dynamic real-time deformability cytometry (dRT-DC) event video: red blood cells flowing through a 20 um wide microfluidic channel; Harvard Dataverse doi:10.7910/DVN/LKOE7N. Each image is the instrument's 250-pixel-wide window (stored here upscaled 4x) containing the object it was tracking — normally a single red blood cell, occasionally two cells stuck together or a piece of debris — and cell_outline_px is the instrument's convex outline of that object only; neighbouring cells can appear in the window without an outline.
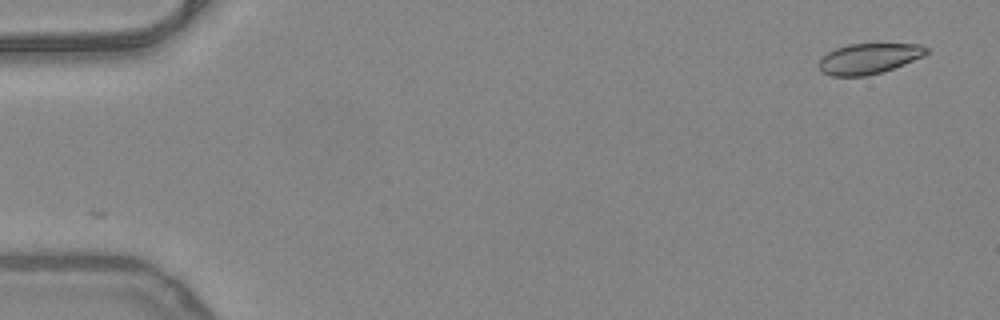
{"species": "common noctule bat (a hibernating species)", "species_latin": "Nyctalus noctula", "temperature_condition": "warm", "stored_images_in_passage": 5, "camera_frame_rate_fps": 3000, "um_per_image_px": 0.085, "animal": {"sex": "female", "body_mass_g": 24.6, "forearm_length_mm": 56.2}, "frame": {"image": 1, "passage_image": 1, "time_ms": 0.0, "image_size_px": [1000, 320], "cell_outline_px": [[928, 52], [924, 56], [904, 64], [880, 72], [864, 76], [832, 76], [820, 72], [816, 64], [828, 52], [836, 48], [848, 44], [920, 44], [928, 48]], "centroid_in_image_um": [73.81, 4.98], "position_along_channel_um": 11.2, "area_um2": 19.07}}